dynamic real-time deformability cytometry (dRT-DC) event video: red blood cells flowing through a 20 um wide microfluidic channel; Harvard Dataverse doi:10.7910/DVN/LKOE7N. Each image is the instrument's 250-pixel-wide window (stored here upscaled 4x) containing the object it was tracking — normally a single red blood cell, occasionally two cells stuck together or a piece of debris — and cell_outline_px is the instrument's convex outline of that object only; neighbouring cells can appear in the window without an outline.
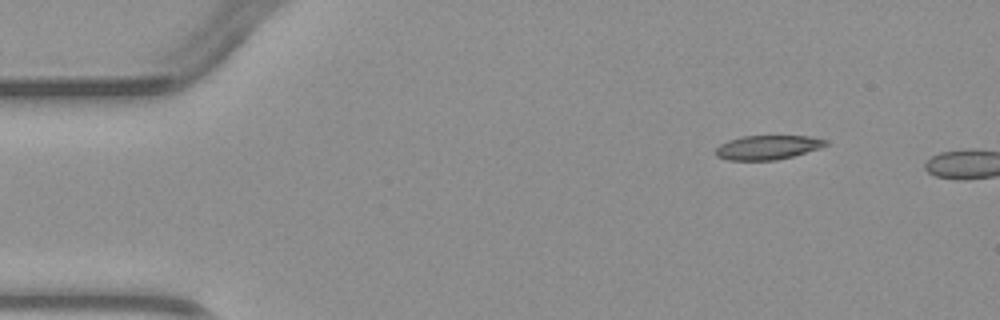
{"species": "common noctule bat (a hibernating species)", "species_latin": "Nyctalus noctula", "temperature_condition": "warm", "stored_images_in_passage": 2, "camera_frame_rate_fps": 3000, "um_per_image_px": 0.085, "animal": {"sex": "male", "body_mass_g": 23.1, "forearm_length_mm": 52.7}, "frame": {"image": 1, "passage_image": 1, "time_ms": 0.0, "image_size_px": [1000, 320], "cell_outline_px": [[828, 144], [820, 148], [792, 156], [776, 160], [728, 160], [716, 156], [716, 148], [720, 144], [728, 140], [744, 136], [808, 136], [828, 140]], "centroid_in_image_um": [65.24, 12.52], "position_along_channel_um": 19.8, "area_um2": 15.43}}